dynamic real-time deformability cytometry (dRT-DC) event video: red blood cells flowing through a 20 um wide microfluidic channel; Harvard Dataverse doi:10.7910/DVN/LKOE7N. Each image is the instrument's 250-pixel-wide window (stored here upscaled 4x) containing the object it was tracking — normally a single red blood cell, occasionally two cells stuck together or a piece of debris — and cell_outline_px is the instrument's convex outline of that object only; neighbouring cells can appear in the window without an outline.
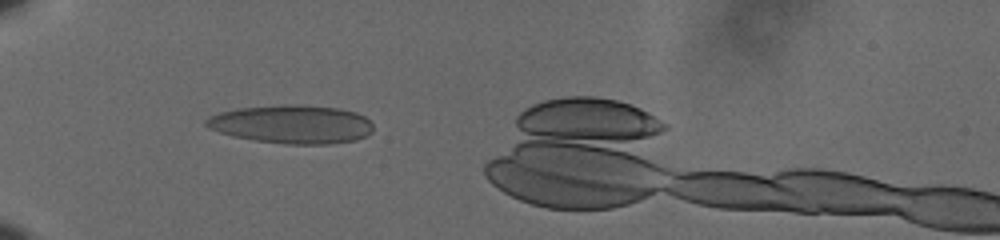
{"species": "human", "species_latin": "Homo sapiens", "temperature_condition": "cold", "stored_images_in_passage": 41, "camera_frame_rate_fps": 3000, "um_per_image_px": 0.085, "donor": {"sex": "male"}, "frame": {"image": 1, "passage_image": 6, "time_ms": 1.667, "image_size_px": [1000, 240], "cell_outline_px": [[372, 132], [356, 140], [328, 144], [284, 144], [256, 140], [232, 136], [208, 128], [204, 124], [204, 120], [208, 116], [220, 112], [236, 108], [288, 104], [300, 104], [340, 108], [356, 112], [372, 120]], "centroid_in_image_um": [24.8, 10.55], "position_along_channel_um": 60.2, "area_um2": 37.8}}
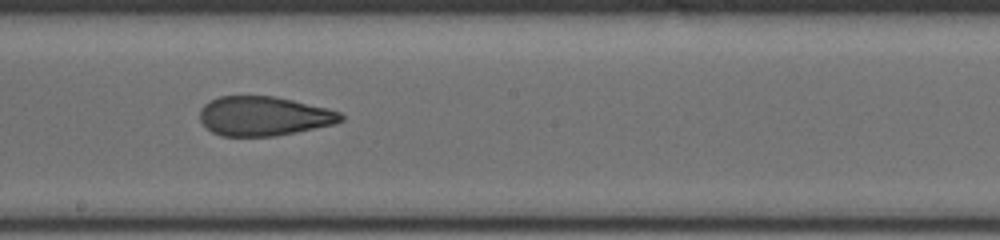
{"frame": {"image": 2, "passage_image": 21, "time_ms": 6.667, "image_size_px": [1000, 240], "cell_outline_px": [[344, 120], [336, 124], [276, 136], [220, 136], [212, 132], [200, 120], [200, 108], [204, 104], [220, 96], [276, 96], [328, 108], [340, 112], [344, 116]], "centroid_in_image_um": [22.45, 9.87], "position_along_channel_um": 225.7, "area_um2": 32.48}}
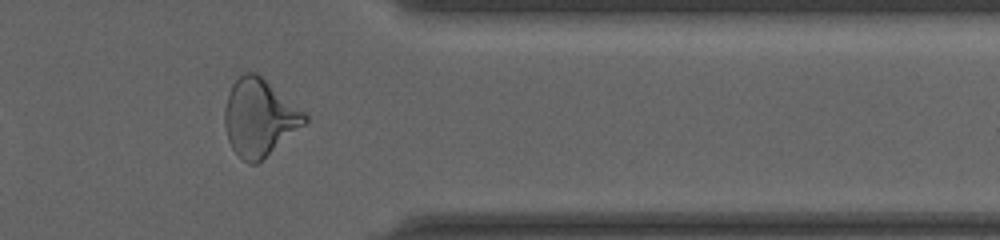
{"frame": {"image": 3, "passage_image": 35, "time_ms": 11.333, "image_size_px": [1000, 240], "cell_outline_px": [[308, 120], [304, 124], [256, 164], [248, 164], [232, 148], [228, 140], [224, 124], [224, 108], [228, 92], [232, 84], [244, 72], [256, 72], [304, 112], [308, 116]], "centroid_in_image_um": [22.0, 9.98], "position_along_channel_um": 389.4, "area_um2": 35.32}}